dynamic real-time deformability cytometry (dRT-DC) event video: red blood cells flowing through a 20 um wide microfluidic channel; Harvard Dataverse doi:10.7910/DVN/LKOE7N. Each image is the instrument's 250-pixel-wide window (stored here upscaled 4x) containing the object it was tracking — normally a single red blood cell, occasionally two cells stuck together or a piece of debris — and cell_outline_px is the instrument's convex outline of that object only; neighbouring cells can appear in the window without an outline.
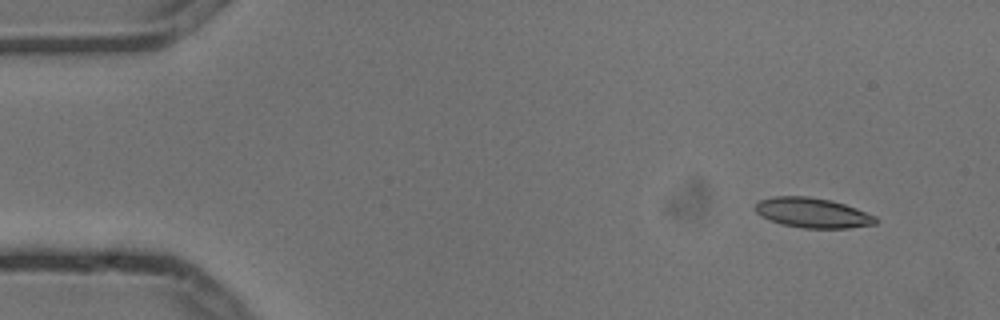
{"species": "common noctule bat (a hibernating species)", "species_latin": "Nyctalus noctula", "temperature_condition": "cold", "stored_images_in_passage": 5, "camera_frame_rate_fps": 3000, "um_per_image_px": 0.085, "animal": {"sex": "male", "body_mass_g": 13.3}, "frame": {"image": 1, "passage_image": 2, "time_ms": 0.333, "image_size_px": [1000, 320], "cell_outline_px": [[880, 220], [876, 224], [848, 228], [804, 228], [780, 224], [760, 216], [756, 212], [756, 204], [760, 200], [772, 196], [808, 196], [832, 200], [856, 208], [876, 216]], "centroid_in_image_um": [69.09, 18.09], "position_along_channel_um": 15.9, "area_um2": 21.15}}
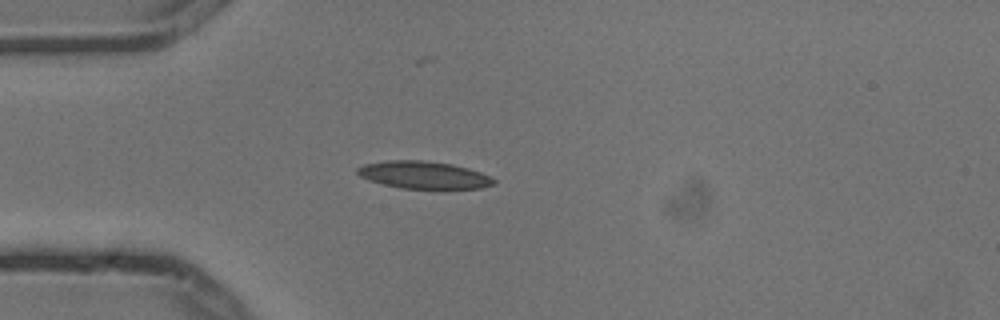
{"frame": {"image": 2, "passage_image": 5, "time_ms": 1.333, "image_size_px": [1000, 320], "cell_outline_px": [[496, 184], [480, 188], [440, 192], [400, 188], [368, 180], [360, 176], [356, 172], [356, 168], [364, 164], [388, 160], [420, 160], [452, 164], [468, 168], [480, 172], [496, 180]], "centroid_in_image_um": [36.07, 14.93], "position_along_channel_um": 48.9, "area_um2": 22.77}}